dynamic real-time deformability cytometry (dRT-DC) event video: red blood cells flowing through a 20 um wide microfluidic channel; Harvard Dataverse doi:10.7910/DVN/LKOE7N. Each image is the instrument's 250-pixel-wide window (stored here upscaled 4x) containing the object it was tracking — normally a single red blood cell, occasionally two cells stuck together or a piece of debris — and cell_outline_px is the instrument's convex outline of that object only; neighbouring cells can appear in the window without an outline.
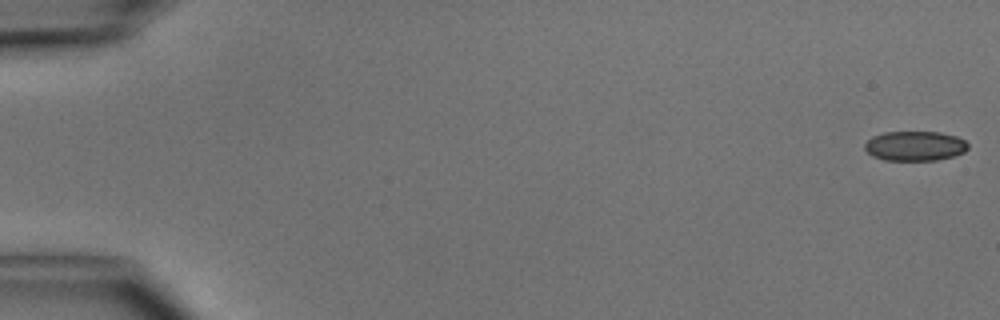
{"species": "common noctule bat (a hibernating species)", "species_latin": "Nyctalus noctula", "temperature_condition": "cold", "stored_images_in_passage": 49, "camera_frame_rate_fps": 3000, "um_per_image_px": 0.085, "animal": {"sex": "male", "body_mass_g": 15.6}, "frame": {"image": 1, "passage_image": 1, "time_ms": 0.0, "image_size_px": [1000, 320], "cell_outline_px": [[968, 148], [964, 152], [952, 156], [936, 160], [884, 160], [872, 156], [864, 148], [864, 144], [872, 136], [884, 132], [940, 132], [956, 136], [964, 140], [968, 144]], "centroid_in_image_um": [77.75, 12.4], "position_along_channel_um": 7.2, "area_um2": 17.86}}
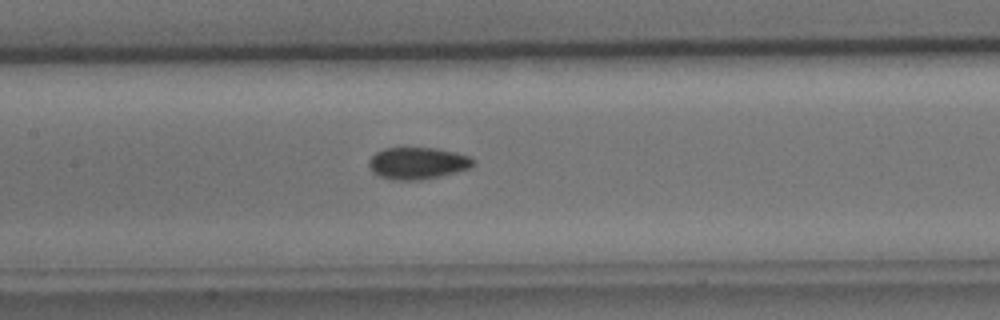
{"frame": {"image": 2, "passage_image": 24, "time_ms": 7.667, "image_size_px": [1000, 320], "cell_outline_px": [[476, 160], [468, 168], [456, 172], [440, 176], [420, 180], [396, 180], [380, 176], [372, 172], [368, 164], [368, 160], [376, 152], [384, 148], [436, 148], [456, 152], [468, 156]], "centroid_in_image_um": [35.47, 13.87], "position_along_channel_um": 171.9, "area_um2": 19.31}}
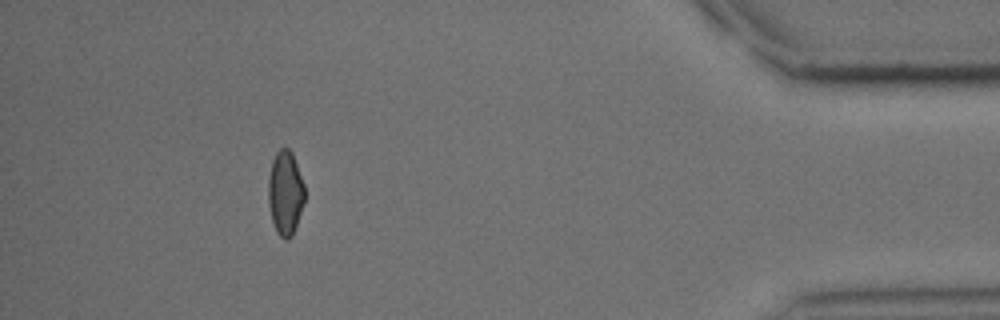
{"frame": {"image": 3, "passage_image": 45, "time_ms": 14.667, "image_size_px": [1000, 320], "cell_outline_px": [[304, 200], [296, 228], [292, 236], [288, 240], [284, 240], [276, 232], [272, 220], [268, 204], [268, 176], [272, 160], [276, 152], [280, 148], [288, 148], [292, 152], [304, 184]], "centroid_in_image_um": [24.24, 16.41], "position_along_channel_um": 411.0, "area_um2": 18.03}, "authors_computed_cell_mechanics": {"area_um2": 18.6694, "velocity_mm_per_s": 4.1411, "shape_relaxation_time_tau1_ms": 4.6634, "shape_relaxation_time_tau2_ms": 4.2245, "deformation_change_tau1": 0.0943, "deformation_change_tau2": 0.0733}}